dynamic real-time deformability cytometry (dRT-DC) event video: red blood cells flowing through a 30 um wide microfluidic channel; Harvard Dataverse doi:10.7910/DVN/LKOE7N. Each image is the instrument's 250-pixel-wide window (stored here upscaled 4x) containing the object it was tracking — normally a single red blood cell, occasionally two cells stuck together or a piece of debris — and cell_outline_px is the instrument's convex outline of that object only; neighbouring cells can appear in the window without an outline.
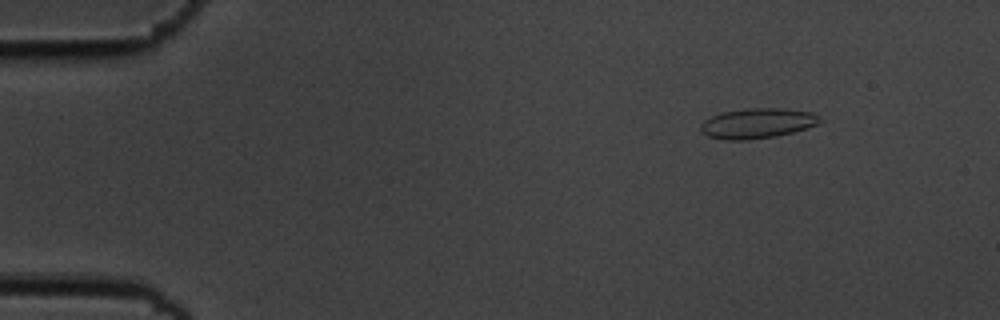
{"species": "common noctule bat (a hibernating species)", "species_latin": "Nyctalus noctula", "temperature_condition": "cold", "stored_images_in_passage": 4, "camera_frame_rate_fps": 3000, "um_per_image_px": 0.085, "animal": {"sex": "male", "body_mass_g": 19.5, "forearm_length_mm": 54.6}, "frame": {"image": 1, "passage_image": 2, "time_ms": 0.333, "image_size_px": [1000, 320], "cell_outline_px": [[824, 120], [820, 124], [792, 132], [776, 136], [748, 140], [724, 140], [708, 136], [700, 132], [700, 124], [704, 120], [712, 116], [724, 112], [748, 108], [780, 108], [812, 112], [820, 116]], "centroid_in_image_um": [64.39, 10.48], "position_along_channel_um": 20.6, "area_um2": 21.1}}